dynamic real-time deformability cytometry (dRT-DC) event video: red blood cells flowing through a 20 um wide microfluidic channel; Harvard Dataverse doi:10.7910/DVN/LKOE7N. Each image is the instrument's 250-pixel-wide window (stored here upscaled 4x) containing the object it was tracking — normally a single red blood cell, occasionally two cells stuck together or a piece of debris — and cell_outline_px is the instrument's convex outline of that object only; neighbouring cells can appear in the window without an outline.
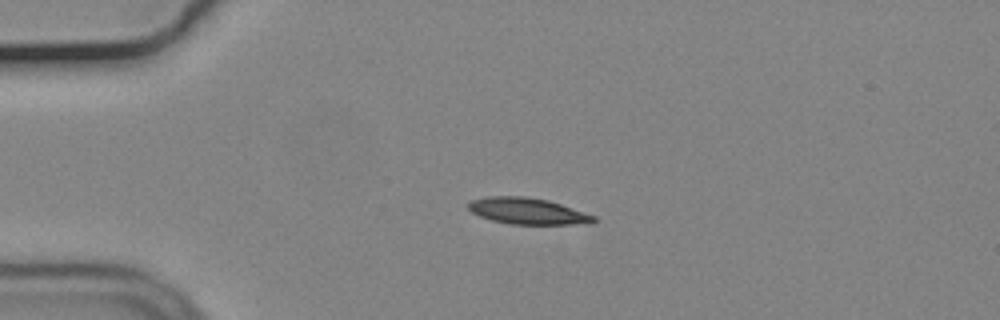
{"species": "common noctule bat (a hibernating species)", "species_latin": "Nyctalus noctula", "temperature_condition": "cold", "stored_images_in_passage": 43, "camera_frame_rate_fps": 3000, "um_per_image_px": 0.085, "animal": {"sex": "male", "body_mass_g": 19.2, "forearm_length_mm": 51.8}, "frame": {"image": 1, "passage_image": 1, "time_ms": 0.0, "image_size_px": [1000, 320], "cell_outline_px": [[596, 220], [568, 224], [512, 224], [492, 220], [480, 216], [472, 212], [468, 208], [468, 204], [472, 200], [488, 196], [528, 196], [548, 200], [596, 216]], "centroid_in_image_um": [44.78, 17.92], "position_along_channel_um": 40.2, "area_um2": 18.84}}
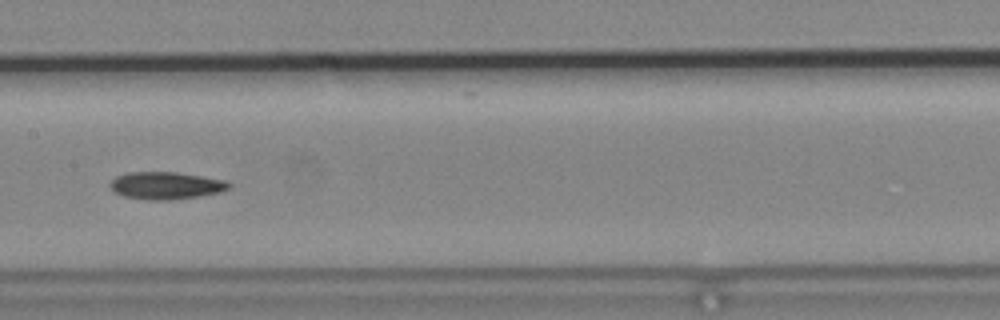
{"frame": {"image": 2, "passage_image": 16, "time_ms": 5.0, "image_size_px": [1000, 320], "cell_outline_px": [[232, 184], [228, 188], [220, 192], [200, 196], [168, 200], [148, 200], [124, 196], [112, 192], [108, 184], [116, 176], [128, 172], [176, 172], [228, 180]], "centroid_in_image_um": [14.09, 15.77], "position_along_channel_um": 193.3, "area_um2": 19.13}}
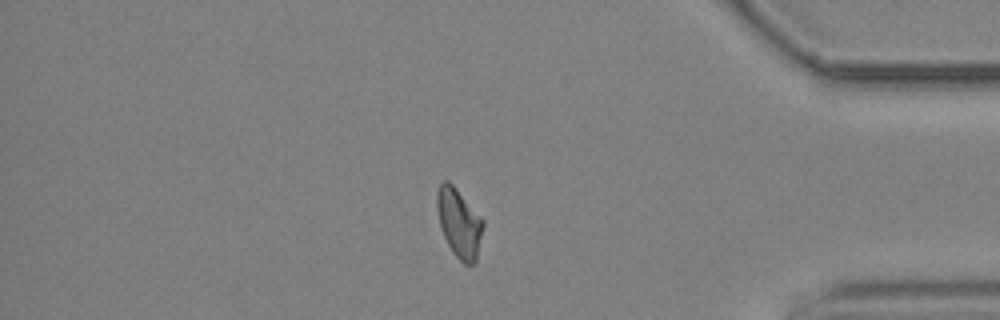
{"frame": {"image": 3, "passage_image": 35, "time_ms": 11.333, "image_size_px": [1000, 320], "cell_outline_px": [[484, 224], [476, 260], [472, 264], [464, 264], [452, 252], [444, 236], [440, 224], [436, 208], [436, 192], [440, 184], [444, 180], [448, 180], [452, 184], [484, 220]], "centroid_in_image_um": [39.01, 18.94], "position_along_channel_um": 396.2, "area_um2": 18.32}, "authors_computed_cell_mechanics": {"area_um2": 18.4382, "velocity_mm_per_s": 3.6863, "shape_relaxation_time_tau1_ms": 10.9947, "shape_relaxation_time_tau2_ms": null, "deformation_change_tau1": 0.2302, "deformation_change_tau2": null}}